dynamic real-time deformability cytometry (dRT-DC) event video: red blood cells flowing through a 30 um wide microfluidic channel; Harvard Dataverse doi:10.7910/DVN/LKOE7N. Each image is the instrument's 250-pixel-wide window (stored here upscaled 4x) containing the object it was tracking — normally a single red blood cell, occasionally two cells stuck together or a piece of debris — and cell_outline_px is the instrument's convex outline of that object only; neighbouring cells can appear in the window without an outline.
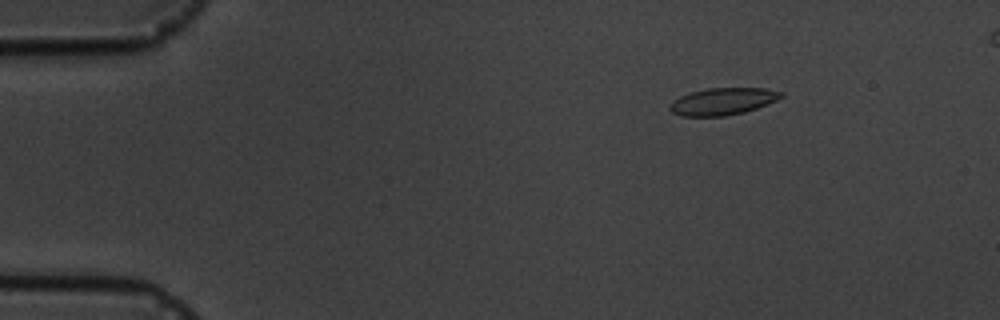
{"species": "common noctule bat (a hibernating species)", "species_latin": "Nyctalus noctula", "temperature_condition": "cold", "stored_images_in_passage": 9, "camera_frame_rate_fps": 3000, "um_per_image_px": 0.085, "animal": {"sex": "male", "body_mass_g": 19.5, "forearm_length_mm": 54.6}, "frame": {"image": 1, "passage_image": 2, "time_ms": 1.333, "image_size_px": [1000, 320], "cell_outline_px": [[784, 96], [768, 104], [744, 112], [724, 116], [680, 116], [672, 112], [668, 108], [672, 100], [688, 92], [708, 88], [764, 88], [784, 92]], "centroid_in_image_um": [61.41, 8.61], "position_along_channel_um": 23.6, "area_um2": 17.69}}
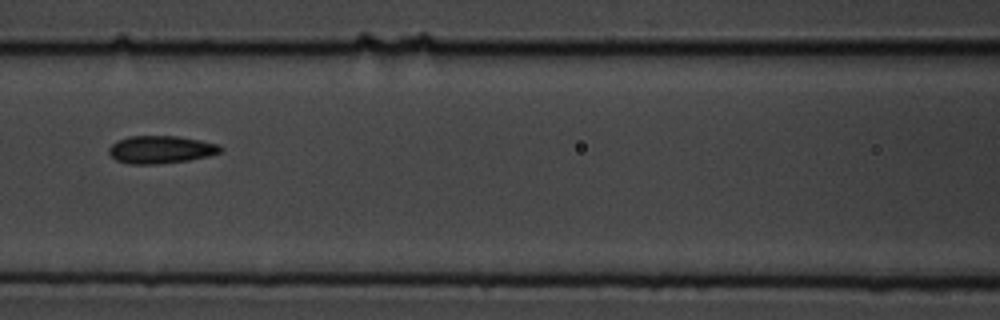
{"frame": {"image": 2, "passage_image": 7, "time_ms": 7.0, "image_size_px": [1000, 320], "cell_outline_px": [[224, 148], [220, 152], [208, 156], [188, 160], [156, 164], [128, 164], [116, 160], [108, 152], [108, 148], [116, 140], [128, 136], [176, 136], [200, 140], [220, 144]], "centroid_in_image_um": [13.66, 12.71], "position_along_channel_um": 152.9, "area_um2": 18.09}}
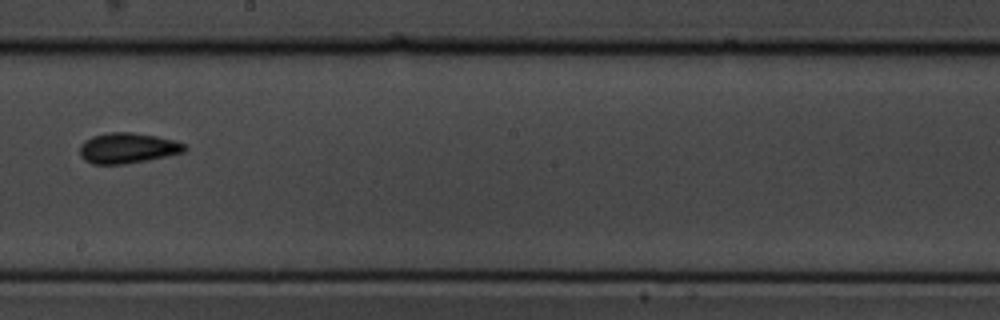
{"frame": {"image": 3, "passage_image": 9, "time_ms": 9.333, "image_size_px": [1000, 320], "cell_outline_px": [[188, 148], [184, 152], [148, 160], [124, 164], [92, 164], [84, 160], [80, 156], [80, 144], [84, 140], [92, 136], [112, 132], [132, 132], [156, 136], [176, 140], [184, 144]], "centroid_in_image_um": [10.84, 12.59], "position_along_channel_um": 237.4, "area_um2": 18.73}}